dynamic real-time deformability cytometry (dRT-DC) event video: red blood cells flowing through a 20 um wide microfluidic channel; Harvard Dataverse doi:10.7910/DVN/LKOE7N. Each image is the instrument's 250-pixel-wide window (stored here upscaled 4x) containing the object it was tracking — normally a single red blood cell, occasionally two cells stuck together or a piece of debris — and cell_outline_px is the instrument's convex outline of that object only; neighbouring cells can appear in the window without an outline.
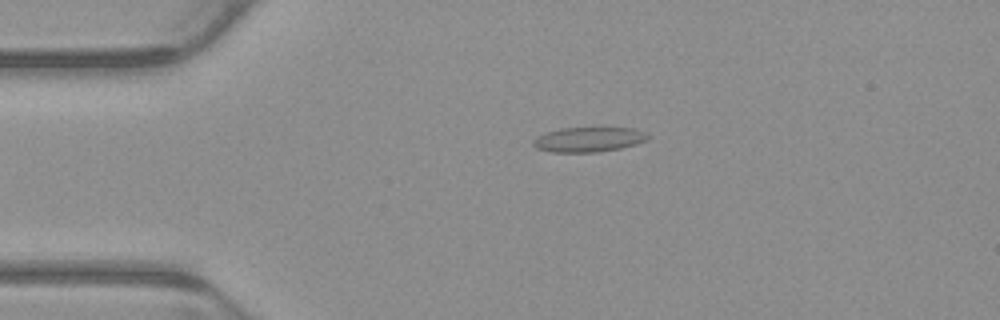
{"species": "common noctule bat (a hibernating species)", "species_latin": "Nyctalus noctula", "temperature_condition": "warm", "stored_images_in_passage": 5, "segment_of_instrument_passage": [2, 2], "camera_frame_rate_fps": 3000, "um_per_image_px": 0.085, "animal": {"sex": "male", "body_mass_g": 23.1, "forearm_length_mm": 52.7}, "frame": {"image": 1, "passage_image": 5, "time_ms": 1.333, "image_size_px": [1000, 320], "cell_outline_px": [[652, 136], [648, 140], [636, 144], [620, 148], [596, 152], [552, 152], [536, 148], [532, 144], [532, 140], [536, 136], [544, 132], [560, 128], [636, 128]], "centroid_in_image_um": [50.02, 11.85], "position_along_channel_um": 35.0, "area_um2": 16.76}}